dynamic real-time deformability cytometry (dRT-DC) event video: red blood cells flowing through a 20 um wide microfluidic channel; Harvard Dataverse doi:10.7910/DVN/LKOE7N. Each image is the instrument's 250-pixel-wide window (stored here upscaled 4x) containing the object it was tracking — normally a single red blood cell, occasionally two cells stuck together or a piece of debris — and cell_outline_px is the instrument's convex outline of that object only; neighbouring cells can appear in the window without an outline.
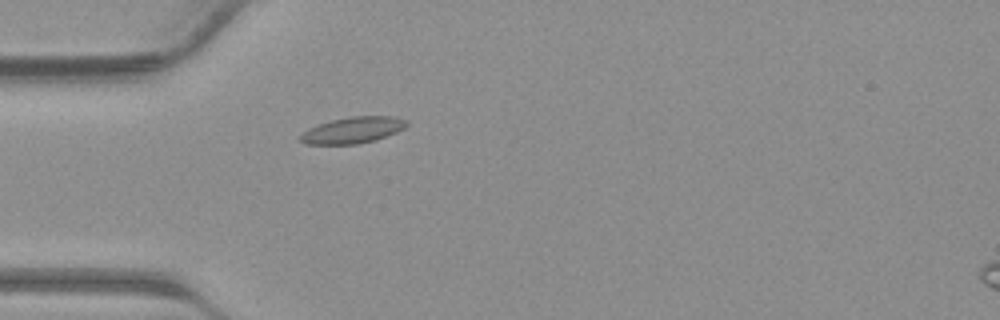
{"species": "common noctule bat (a hibernating species)", "species_latin": "Nyctalus noctula", "temperature_condition": "warm", "stored_images_in_passage": 41, "camera_frame_rate_fps": 3000, "um_per_image_px": 0.085, "animal": {"sex": "male", "body_mass_g": 23.1, "forearm_length_mm": 52.7}, "frame": {"image": 1, "passage_image": 12, "time_ms": 3.667, "image_size_px": [1000, 320], "cell_outline_px": [[408, 124], [404, 128], [396, 132], [376, 140], [356, 144], [304, 144], [300, 140], [300, 136], [308, 128], [332, 120], [352, 116], [396, 116], [408, 120]], "centroid_in_image_um": [30.02, 11.05], "position_along_channel_um": 55.0, "area_um2": 16.24}}
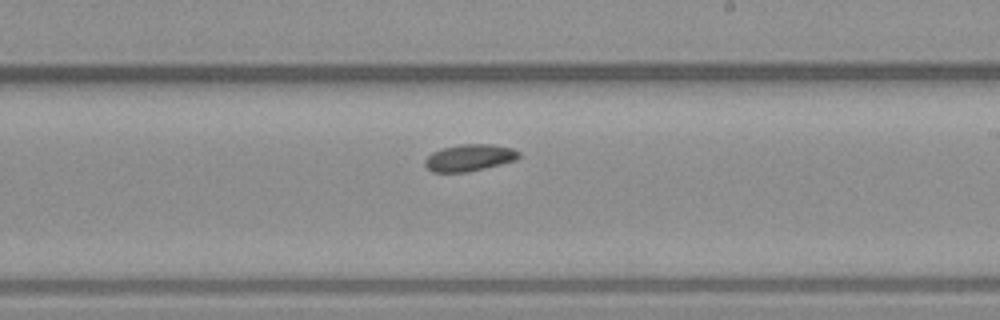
{"frame": {"image": 2, "passage_image": 24, "time_ms": 7.667, "image_size_px": [1000, 320], "cell_outline_px": [[520, 156], [516, 160], [468, 172], [432, 172], [424, 164], [424, 160], [432, 152], [444, 148], [460, 144], [488, 144], [512, 148], [520, 152]], "centroid_in_image_um": [39.89, 13.41], "position_along_channel_um": 249.1, "area_um2": 14.57}}
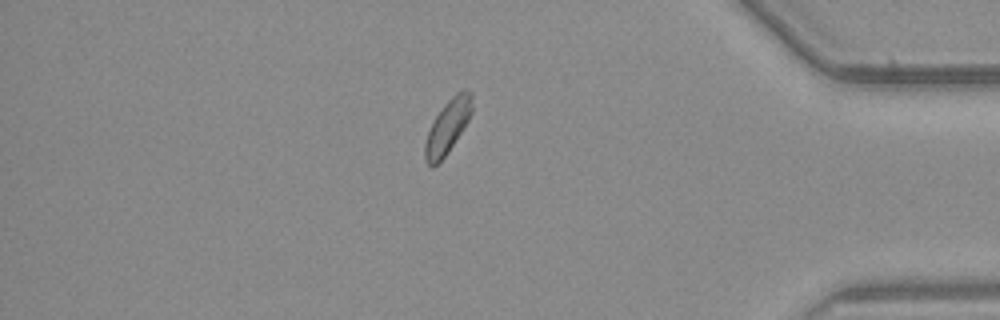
{"frame": {"image": 3, "passage_image": 35, "time_ms": 11.333, "image_size_px": [1000, 320], "cell_outline_px": [[472, 112], [468, 120], [444, 156], [432, 168], [424, 160], [424, 144], [428, 132], [436, 116], [444, 104], [456, 92], [464, 88], [472, 92]], "centroid_in_image_um": [38.04, 10.72], "position_along_channel_um": 397.2, "area_um2": 14.39}}